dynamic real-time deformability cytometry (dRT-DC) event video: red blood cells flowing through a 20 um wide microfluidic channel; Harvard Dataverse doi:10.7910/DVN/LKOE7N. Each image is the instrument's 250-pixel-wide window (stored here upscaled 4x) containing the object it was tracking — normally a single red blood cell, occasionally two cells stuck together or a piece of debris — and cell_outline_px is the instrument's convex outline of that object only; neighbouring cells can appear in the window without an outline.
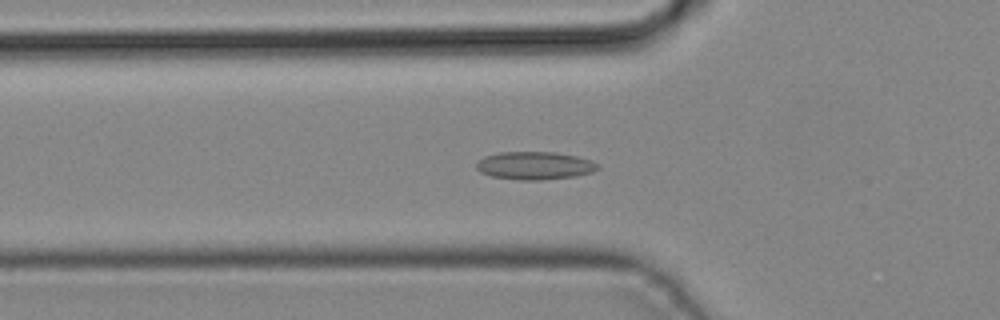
{"species": "common noctule bat (a hibernating species)", "species_latin": "Nyctalus noctula", "temperature_condition": "cold", "stored_images_in_passage": 42, "camera_frame_rate_fps": 3000, "um_per_image_px": 0.085, "animal": {"sex": "male", "body_mass_g": 19.2, "forearm_length_mm": 51.8}, "frame": {"image": 1, "passage_image": 13, "time_ms": 4.0, "image_size_px": [1000, 320], "cell_outline_px": [[600, 168], [592, 172], [576, 176], [540, 180], [520, 180], [492, 176], [480, 172], [476, 168], [476, 164], [484, 156], [500, 152], [556, 152], [576, 156], [592, 160], [600, 164]], "centroid_in_image_um": [45.49, 14.07], "position_along_channel_um": 80.3, "area_um2": 19.83}}
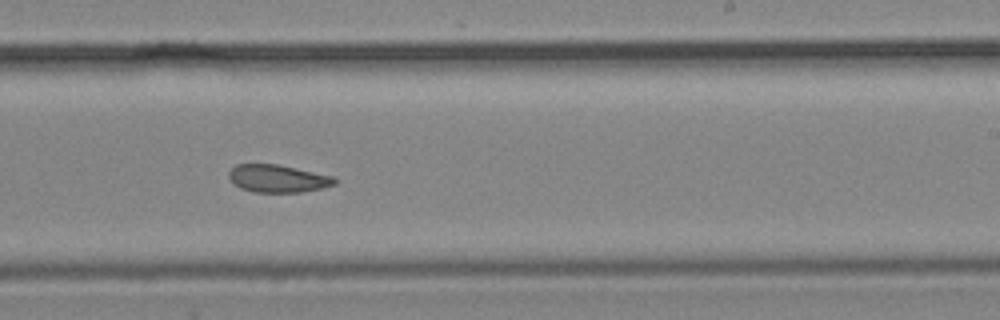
{"frame": {"image": 2, "passage_image": 25, "time_ms": 8.0, "image_size_px": [1000, 320], "cell_outline_px": [[336, 184], [324, 188], [304, 192], [252, 192], [240, 188], [228, 176], [228, 172], [236, 164], [276, 164], [336, 176]], "centroid_in_image_um": [23.66, 15.18], "position_along_channel_um": 265.3, "area_um2": 17.17}}
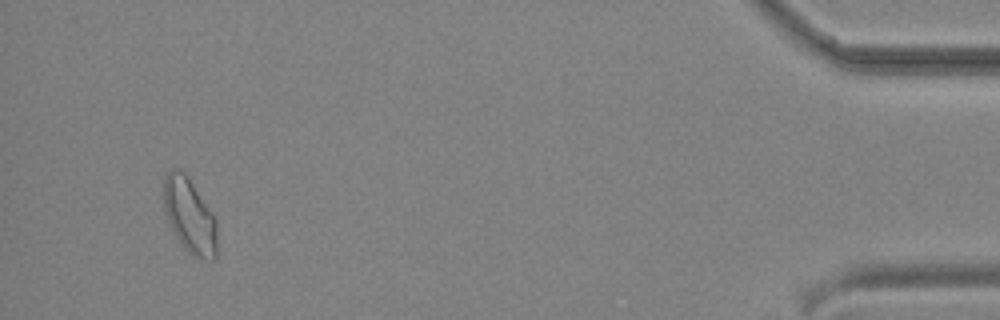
{"frame": {"image": 3, "passage_image": 40, "time_ms": 13.0, "image_size_px": [1000, 320], "cell_outline_px": [[216, 260], [204, 260], [188, 252], [184, 248], [168, 224], [164, 208], [164, 176], [172, 168], [180, 168], [184, 172], [212, 212], [216, 220]], "centroid_in_image_um": [16.1, 18.34], "position_along_channel_um": 419.1, "area_um2": 23.24}}